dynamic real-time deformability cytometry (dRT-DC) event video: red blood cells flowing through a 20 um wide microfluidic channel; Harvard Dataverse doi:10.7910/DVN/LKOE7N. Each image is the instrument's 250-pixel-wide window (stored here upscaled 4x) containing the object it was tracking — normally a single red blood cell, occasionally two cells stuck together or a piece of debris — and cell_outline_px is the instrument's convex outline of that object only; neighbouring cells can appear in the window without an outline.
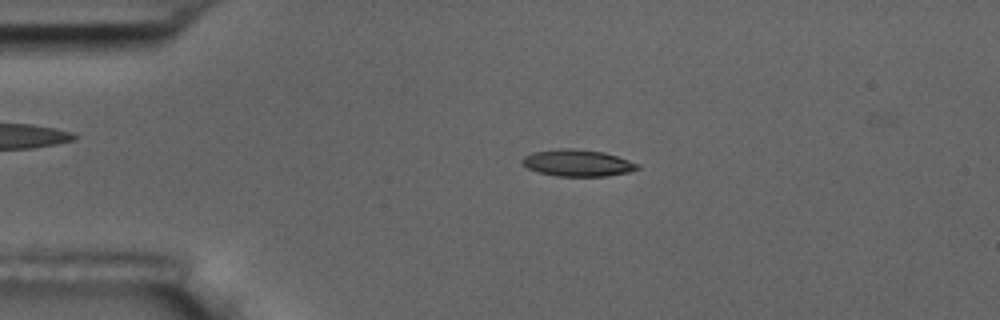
{"species": "common noctule bat (a hibernating species)", "species_latin": "Nyctalus noctula", "temperature_condition": "room temperature", "stored_images_in_passage": 6, "camera_frame_rate_fps": 3000, "um_per_image_px": 0.085, "animal": {"sex": "male", "body_mass_g": 17.5, "forearm_length_mm": 52.3}, "frame": {"image": 1, "passage_image": 2, "time_ms": 1.333, "image_size_px": [1000, 320], "cell_outline_px": [[640, 168], [628, 172], [604, 176], [556, 176], [540, 172], [528, 168], [520, 164], [520, 160], [524, 156], [532, 152], [560, 148], [572, 148], [604, 152], [640, 164]], "centroid_in_image_um": [49.06, 13.84], "position_along_channel_um": 35.9, "area_um2": 17.98}}
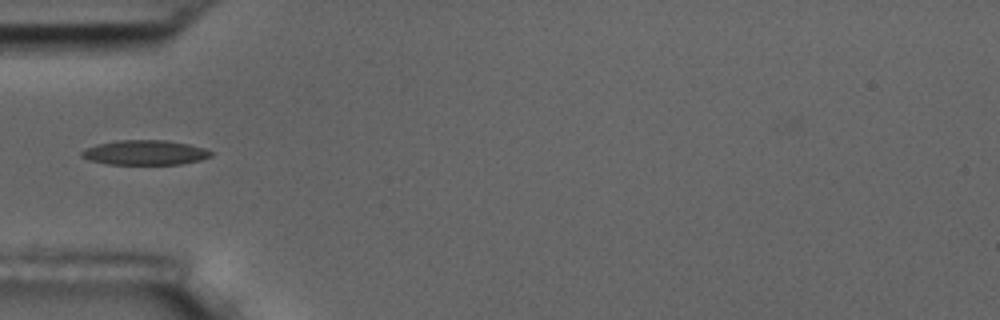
{"frame": {"image": 2, "passage_image": 3, "time_ms": 3.333, "image_size_px": [1000, 320], "cell_outline_px": [[212, 156], [200, 160], [180, 164], [108, 164], [92, 160], [80, 156], [80, 152], [84, 148], [96, 144], [116, 140], [164, 140], [188, 144], [204, 148], [212, 152]], "centroid_in_image_um": [12.3, 12.96], "position_along_channel_um": 72.7, "area_um2": 18.61}}
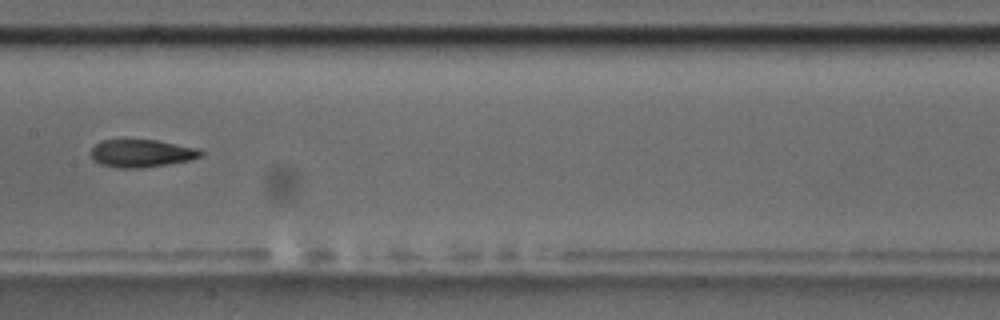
{"frame": {"image": 3, "passage_image": 6, "time_ms": 6.667, "image_size_px": [1000, 320], "cell_outline_px": [[204, 152], [200, 156], [192, 160], [168, 164], [140, 168], [120, 168], [100, 164], [88, 152], [100, 140], [156, 140], [200, 148]], "centroid_in_image_um": [12.06, 13.03], "position_along_channel_um": 195.3, "area_um2": 17.8}}